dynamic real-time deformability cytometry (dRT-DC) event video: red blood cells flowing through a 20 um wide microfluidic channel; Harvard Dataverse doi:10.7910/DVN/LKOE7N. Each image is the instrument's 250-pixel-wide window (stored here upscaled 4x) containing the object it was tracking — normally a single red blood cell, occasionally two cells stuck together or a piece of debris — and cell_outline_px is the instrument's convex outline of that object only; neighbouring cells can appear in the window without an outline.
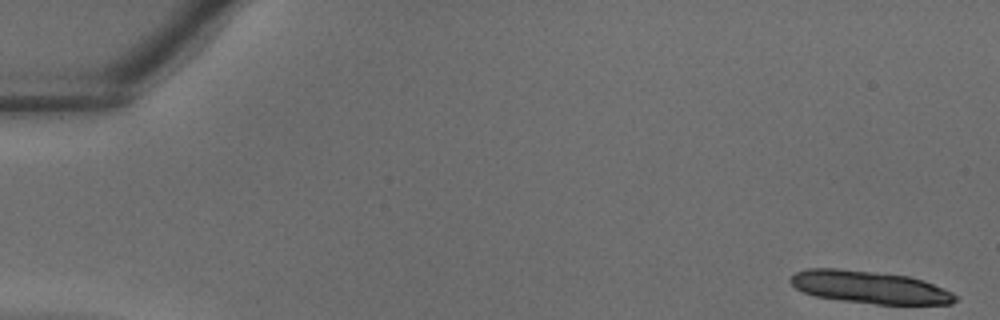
{"species": "common noctule bat (a hibernating species)", "species_latin": "Nyctalus noctula", "temperature_condition": "warm", "stored_images_in_passage": 35, "camera_frame_rate_fps": 3000, "um_per_image_px": 0.085, "animal": {"sex": "male", "body_mass_g": 18.8}, "frame": {"image": 1, "passage_image": 1, "time_ms": 0.0, "image_size_px": [1000, 320], "cell_outline_px": [[956, 300], [952, 304], [876, 304], [840, 300], [816, 296], [804, 292], [796, 288], [788, 280], [796, 272], [808, 268], [836, 268], [908, 276], [924, 280], [944, 288], [952, 292], [956, 296]], "centroid_in_image_um": [73.92, 24.41], "position_along_channel_um": 11.1, "area_um2": 31.04}}
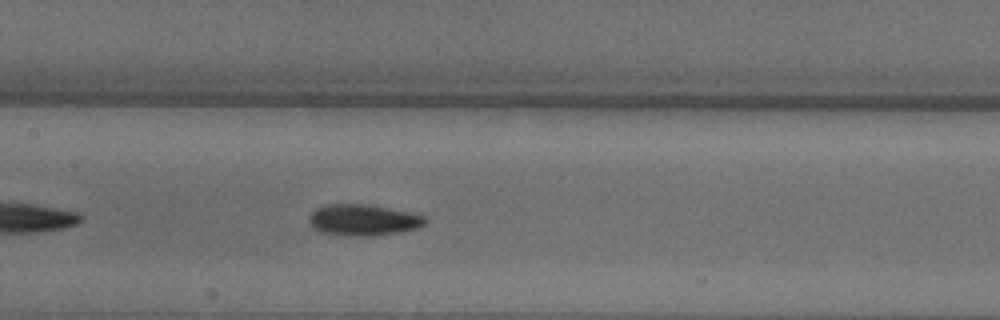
{"frame": {"image": 2, "passage_image": 19, "time_ms": 6.0, "image_size_px": [1000, 320], "cell_outline_px": [[428, 220], [424, 224], [416, 228], [400, 232], [368, 236], [348, 236], [320, 232], [312, 228], [308, 224], [308, 216], [316, 208], [328, 204], [372, 204], [408, 212], [424, 216]], "centroid_in_image_um": [30.82, 18.7], "position_along_channel_um": 176.6, "area_um2": 21.33}}
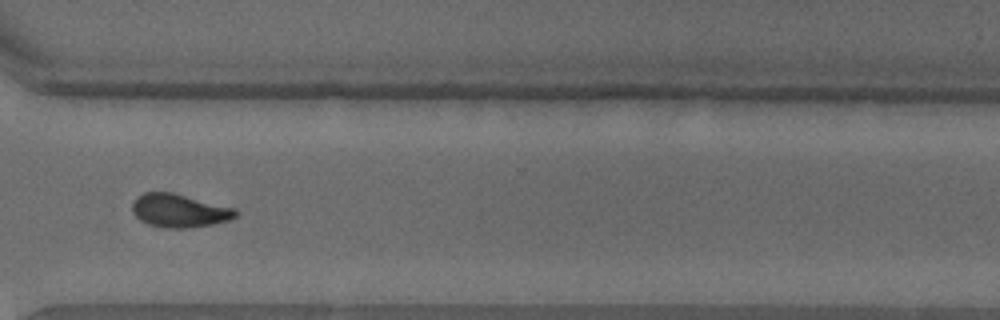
{"frame": {"image": 3, "passage_image": 29, "time_ms": 9.333, "image_size_px": [1000, 320], "cell_outline_px": [[236, 216], [228, 220], [212, 224], [192, 228], [164, 228], [148, 224], [140, 220], [132, 212], [132, 204], [136, 196], [144, 192], [172, 192], [236, 208]], "centroid_in_image_um": [15.21, 17.9], "position_along_channel_um": 355.4, "area_um2": 20.17}}